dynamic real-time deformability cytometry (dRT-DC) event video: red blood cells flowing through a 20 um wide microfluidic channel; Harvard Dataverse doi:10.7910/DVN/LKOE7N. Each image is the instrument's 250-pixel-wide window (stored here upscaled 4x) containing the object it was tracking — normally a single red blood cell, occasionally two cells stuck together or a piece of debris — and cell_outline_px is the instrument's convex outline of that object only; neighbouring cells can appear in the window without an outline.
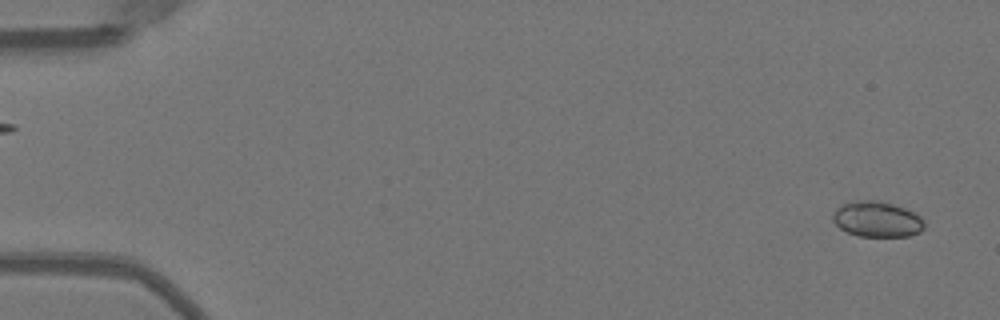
{"species": "Egyptian fruit bat (a non-hibernating species)", "species_latin": "Rousettus aegyptiacus", "temperature_condition": "warm", "stored_images_in_passage": 52, "camera_frame_rate_fps": 3000, "um_per_image_px": 0.085, "animal": {"sex": "female"}, "frame": {"image": 1, "passage_image": 3, "time_ms": 0.667, "image_size_px": [1000, 320], "cell_outline_px": [[924, 228], [920, 232], [908, 236], [856, 236], [840, 228], [832, 220], [832, 216], [836, 208], [840, 204], [860, 200], [876, 200], [892, 204], [904, 208], [920, 216], [924, 220]], "centroid_in_image_um": [74.53, 18.63], "position_along_channel_um": 10.5, "area_um2": 18.96}}
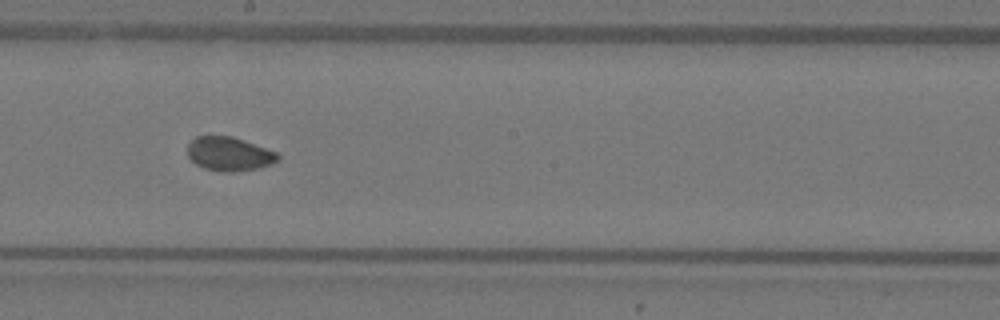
{"frame": {"image": 2, "passage_image": 30, "time_ms": 9.667, "image_size_px": [1000, 320], "cell_outline_px": [[280, 160], [272, 164], [256, 168], [232, 172], [220, 172], [204, 168], [196, 164], [188, 156], [188, 144], [196, 136], [208, 132], [232, 136], [244, 140], [276, 152], [280, 156]], "centroid_in_image_um": [19.44, 13.04], "position_along_channel_um": 228.8, "area_um2": 18.32}}
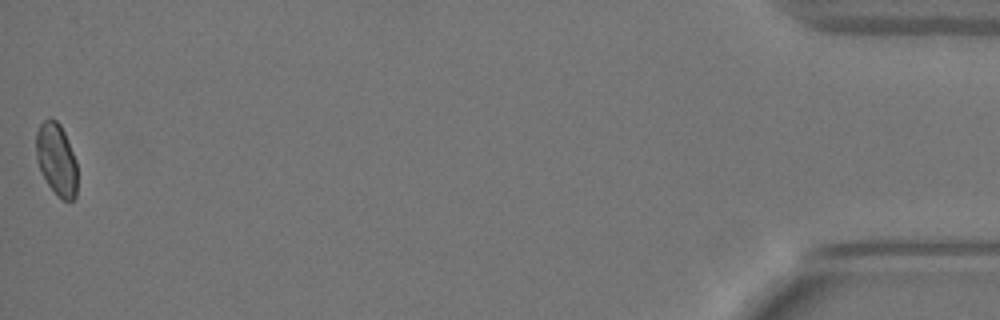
{"frame": {"image": 3, "passage_image": 52, "time_ms": 17.0, "image_size_px": [1000, 320], "cell_outline_px": [[76, 196], [72, 200], [64, 200], [48, 184], [36, 160], [36, 132], [40, 124], [48, 116], [56, 120], [60, 124], [64, 132], [76, 160]], "centroid_in_image_um": [4.79, 13.48], "position_along_channel_um": 430.4, "area_um2": 17.05}, "authors_computed_cell_mechanics": {"area_um2": 18.2937, "velocity_mm_per_s": 4.005, "shape_relaxation_time_tau1_ms": 3.5659, "shape_relaxation_time_tau2_ms": 0.8682, "deformation_change_tau1": 0.0825, "deformation_change_tau2": 0.0434}}